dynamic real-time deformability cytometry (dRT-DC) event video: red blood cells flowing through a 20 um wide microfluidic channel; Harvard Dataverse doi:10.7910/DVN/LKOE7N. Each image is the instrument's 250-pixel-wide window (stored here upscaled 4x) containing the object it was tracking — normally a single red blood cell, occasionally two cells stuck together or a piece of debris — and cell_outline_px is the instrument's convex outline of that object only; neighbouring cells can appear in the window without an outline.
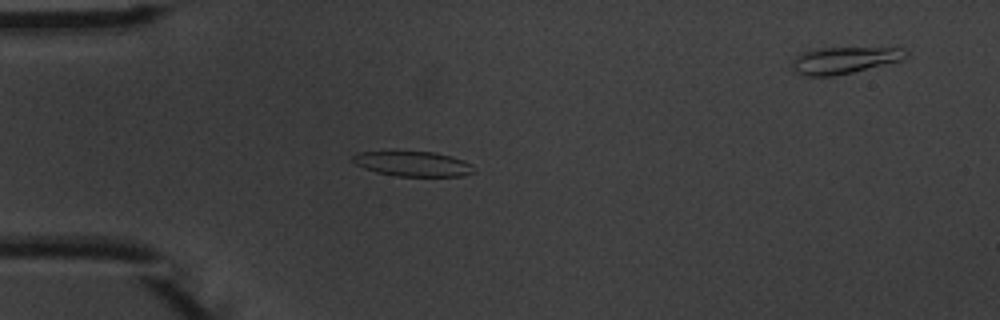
{"species": "common noctule bat (a hibernating species)", "species_latin": "Nyctalus noctula", "temperature_condition": "warm", "stored_images_in_passage": 6, "segment_of_instrument_passage": [1, 2], "camera_frame_rate_fps": 3000, "um_per_image_px": 0.085, "animal": {"sex": "male", "body_mass_g": 20.1, "forearm_length_mm": 53.5}, "frame": {"image": 1, "passage_image": 5, "time_ms": 4.667, "image_size_px": [1000, 320], "cell_outline_px": [[476, 172], [464, 176], [396, 176], [376, 172], [364, 168], [356, 164], [352, 160], [352, 156], [356, 152], [392, 148], [432, 152], [464, 160], [472, 164]], "centroid_in_image_um": [35.02, 13.87], "position_along_channel_um": 50.0, "area_um2": 18.61}}